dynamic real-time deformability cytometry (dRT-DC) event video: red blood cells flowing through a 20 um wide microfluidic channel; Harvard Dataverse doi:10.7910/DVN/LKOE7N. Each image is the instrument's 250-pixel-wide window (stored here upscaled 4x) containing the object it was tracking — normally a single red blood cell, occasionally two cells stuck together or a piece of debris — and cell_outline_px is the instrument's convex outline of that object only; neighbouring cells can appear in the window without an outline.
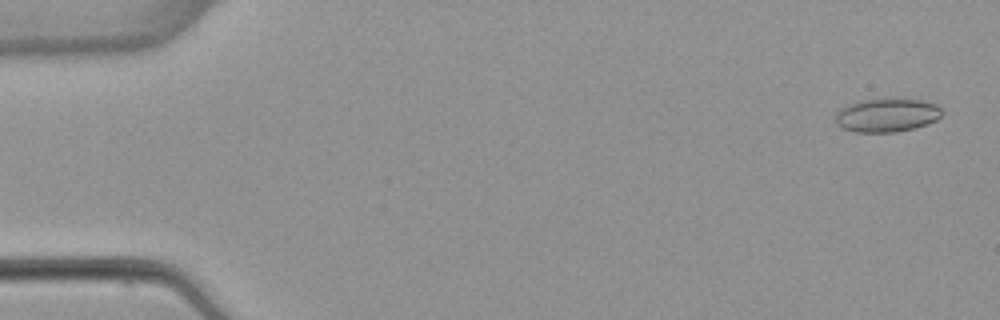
{"species": "common noctule bat (a hibernating species)", "species_latin": "Nyctalus noctula", "temperature_condition": "warm", "stored_images_in_passage": 4, "camera_frame_rate_fps": 3000, "um_per_image_px": 0.085, "animal": {"sex": "female", "body_mass_g": 22.7, "forearm_length_mm": 54.2}, "frame": {"image": 1, "passage_image": 1, "time_ms": 0.0, "image_size_px": [1000, 320], "cell_outline_px": [[940, 116], [936, 120], [928, 124], [916, 128], [896, 132], [856, 132], [844, 128], [836, 124], [836, 112], [840, 108], [848, 104], [860, 100], [924, 100], [936, 104], [940, 108]], "centroid_in_image_um": [75.37, 9.81], "position_along_channel_um": 9.6, "area_um2": 20.58}}